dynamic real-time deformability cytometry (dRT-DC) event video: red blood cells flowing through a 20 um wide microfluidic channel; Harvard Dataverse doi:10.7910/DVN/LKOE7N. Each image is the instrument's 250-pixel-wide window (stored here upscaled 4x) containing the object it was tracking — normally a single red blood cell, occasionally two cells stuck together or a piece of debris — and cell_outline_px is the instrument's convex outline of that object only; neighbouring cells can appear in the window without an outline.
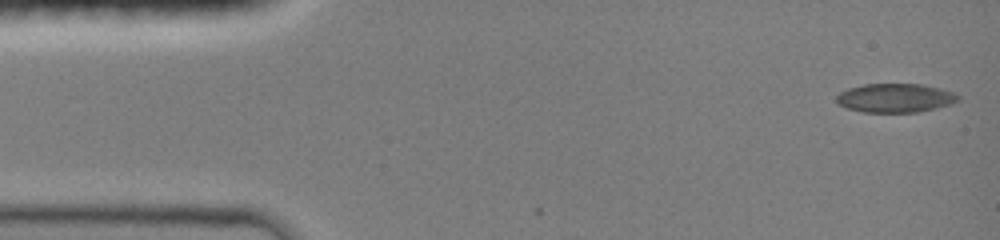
{"species": "common noctule bat (a hibernating species)", "species_latin": "Nyctalus noctula", "temperature_condition": "room temperature", "stored_images_in_passage": 7, "camera_frame_rate_fps": 3000, "um_per_image_px": 0.085, "animal": {"sex": "female", "body_mass_g": 19.0, "forearm_length_mm": 51.5}, "frame": {"image": 1, "passage_image": 1, "time_ms": 0.0, "image_size_px": [1000, 240], "cell_outline_px": [[960, 100], [952, 104], [936, 108], [916, 112], [864, 112], [848, 108], [836, 104], [836, 96], [840, 92], [848, 88], [864, 84], [920, 84], [940, 88], [956, 92], [960, 96]], "centroid_in_image_um": [76.12, 8.32], "position_along_channel_um": 8.9, "area_um2": 20.63}}
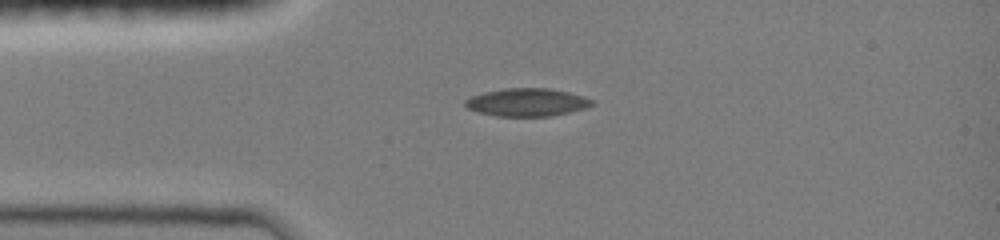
{"frame": {"image": 2, "passage_image": 6, "time_ms": 3.0, "image_size_px": [1000, 240], "cell_outline_px": [[592, 104], [584, 108], [568, 112], [548, 116], [496, 116], [476, 112], [468, 108], [464, 104], [464, 100], [472, 96], [484, 92], [504, 88], [548, 88], [568, 92], [592, 100]], "centroid_in_image_um": [44.71, 8.69], "position_along_channel_um": 40.3, "area_um2": 20.35}}